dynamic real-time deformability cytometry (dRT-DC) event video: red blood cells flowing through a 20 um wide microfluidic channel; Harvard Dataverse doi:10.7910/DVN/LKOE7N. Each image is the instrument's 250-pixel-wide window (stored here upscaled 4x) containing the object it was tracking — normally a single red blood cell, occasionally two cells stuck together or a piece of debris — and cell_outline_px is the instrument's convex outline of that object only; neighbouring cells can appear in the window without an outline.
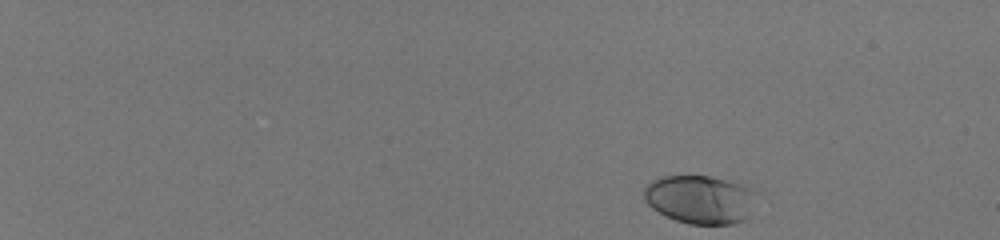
{"species": "human", "species_latin": "Homo sapiens", "temperature_condition": "room temperature", "stored_images_in_passage": 11, "camera_frame_rate_fps": 3000, "um_per_image_px": 0.085, "donor": {"sex": "male"}, "frame": {"image": 1, "passage_image": 1, "time_ms": 0.0, "image_size_px": [1000, 240], "cell_outline_px": [[752, 188], [748, 220], [732, 224], [688, 224], [676, 220], [652, 208], [648, 204], [644, 196], [644, 188], [652, 180], [660, 176], [712, 176]], "centroid_in_image_um": [59.45, 16.95], "position_along_channel_um": 25.5, "area_um2": 31.21}}